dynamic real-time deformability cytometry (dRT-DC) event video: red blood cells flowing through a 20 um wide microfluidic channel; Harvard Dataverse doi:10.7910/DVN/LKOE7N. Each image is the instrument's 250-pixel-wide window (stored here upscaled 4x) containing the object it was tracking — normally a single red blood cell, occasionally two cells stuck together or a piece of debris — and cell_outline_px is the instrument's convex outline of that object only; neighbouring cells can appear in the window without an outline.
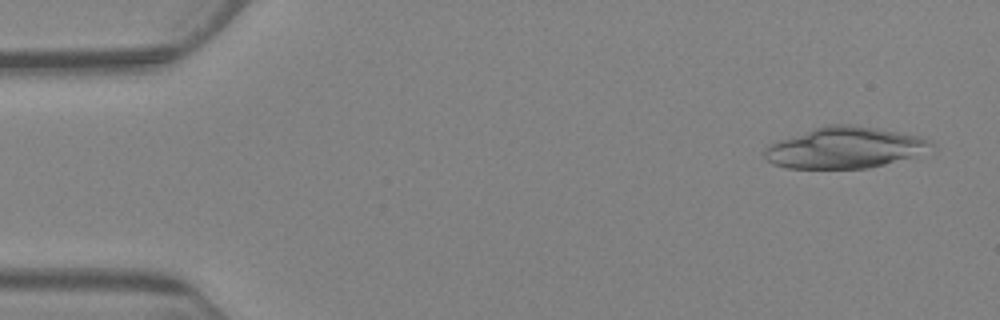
{"species": "Egyptian fruit bat (a non-hibernating species)", "species_latin": "Rousettus aegyptiacus", "temperature_condition": "warm", "stored_images_in_passage": 4, "camera_frame_rate_fps": 3000, "um_per_image_px": 0.085, "animal": {"sex": "female"}, "frame": {"image": 1, "passage_image": 1, "time_ms": 0.0, "image_size_px": [1000, 320], "cell_outline_px": [[932, 144], [912, 156], [884, 164], [868, 168], [788, 168], [772, 164], [764, 156], [764, 148], [768, 144], [828, 124], [852, 124], [876, 128], [920, 136], [928, 140]], "centroid_in_image_um": [71.71, 12.55], "position_along_channel_um": 13.3, "area_um2": 39.07}}